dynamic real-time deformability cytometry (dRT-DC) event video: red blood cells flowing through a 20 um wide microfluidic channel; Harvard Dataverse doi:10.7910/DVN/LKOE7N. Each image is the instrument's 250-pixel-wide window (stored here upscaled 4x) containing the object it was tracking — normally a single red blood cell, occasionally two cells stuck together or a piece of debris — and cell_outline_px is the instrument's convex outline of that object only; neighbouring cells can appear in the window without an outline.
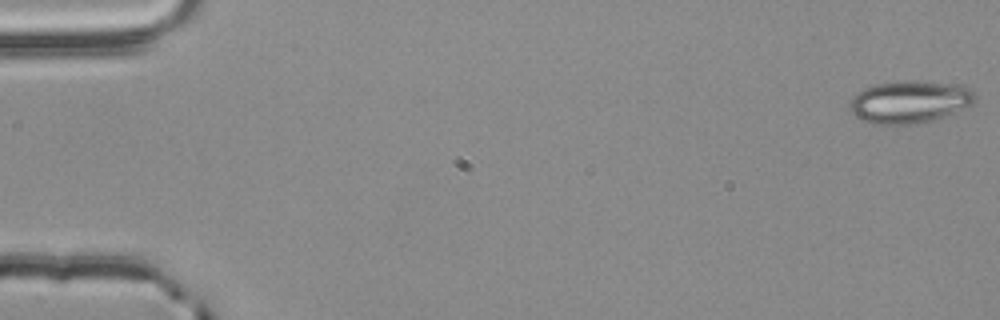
{"species": "common noctule bat (a hibernating species)", "species_latin": "Nyctalus noctula", "temperature_condition": "room temperature", "stored_images_in_passage": 55, "camera_frame_rate_fps": 3000, "um_per_image_px": 0.085, "animal": {"sex": "male", "body_mass_g": 20.4}, "frame": {"image": 1, "passage_image": 1, "time_ms": 0.0, "image_size_px": [1000, 320], "cell_outline_px": [[976, 100], [972, 104], [936, 120], [916, 124], [872, 124], [856, 116], [852, 112], [848, 104], [852, 96], [856, 92], [864, 88], [880, 84], [960, 84], [968, 88], [976, 96]], "centroid_in_image_um": [77.29, 8.72], "position_along_channel_um": 7.7, "area_um2": 29.82}}
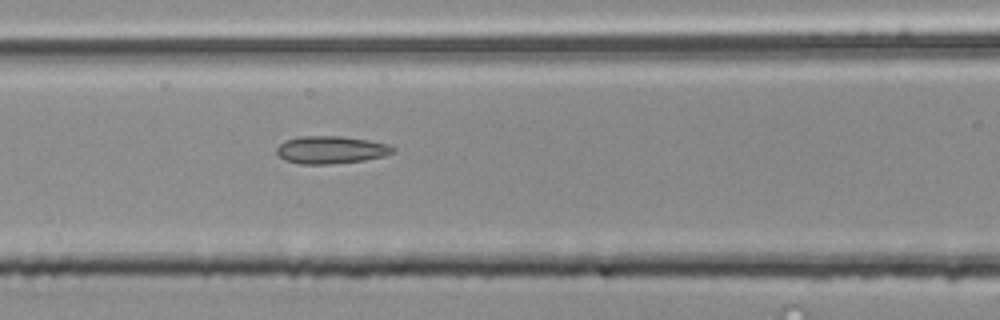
{"frame": {"image": 2, "passage_image": 24, "time_ms": 7.667, "image_size_px": [1000, 320], "cell_outline_px": [[396, 152], [384, 156], [364, 160], [332, 164], [300, 164], [284, 160], [276, 152], [276, 148], [284, 140], [300, 136], [340, 136], [368, 140], [388, 144], [396, 148]], "centroid_in_image_um": [28.14, 12.74], "position_along_channel_um": 138.5, "area_um2": 18.84}}
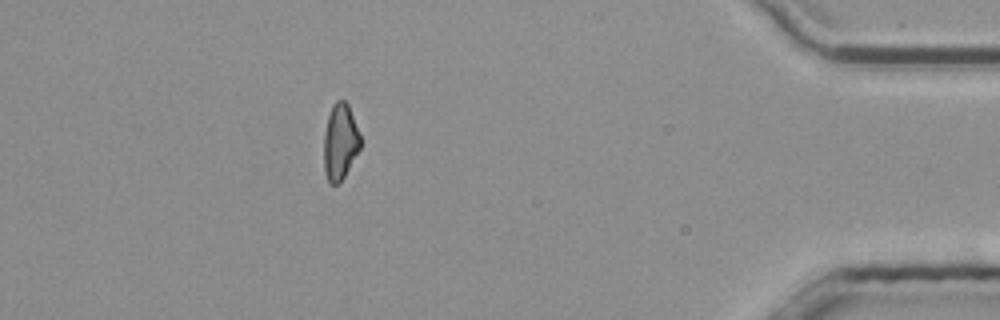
{"frame": {"image": 3, "passage_image": 49, "time_ms": 16.0, "image_size_px": [1000, 320], "cell_outline_px": [[360, 148], [340, 184], [328, 184], [324, 172], [324, 132], [328, 116], [332, 104], [336, 100], [344, 100], [348, 104], [360, 132]], "centroid_in_image_um": [28.9, 12.07], "position_along_channel_um": 406.3, "area_um2": 16.42}, "authors_computed_cell_mechanics": {"area_um2": 17.918, "velocity_mm_per_s": 3.8366, "shape_relaxation_time_tau1_ms": 5.7532, "shape_relaxation_time_tau2_ms": 2.1641, "deformation_change_tau1": 0.1298, "deformation_change_tau2": 0.1181}}